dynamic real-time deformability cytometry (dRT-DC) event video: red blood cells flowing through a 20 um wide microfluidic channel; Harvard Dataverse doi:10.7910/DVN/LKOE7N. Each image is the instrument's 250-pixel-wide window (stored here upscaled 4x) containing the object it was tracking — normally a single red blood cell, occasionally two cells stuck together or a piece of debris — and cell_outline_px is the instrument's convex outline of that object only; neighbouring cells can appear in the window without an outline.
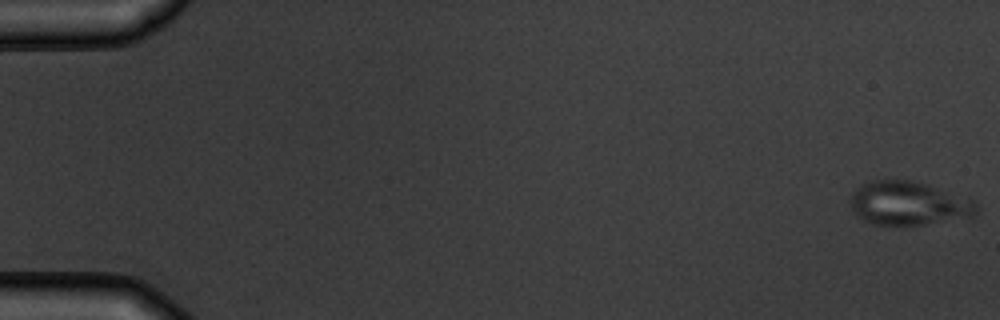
{"species": "common noctule bat (a hibernating species)", "species_latin": "Nyctalus noctula", "temperature_condition": "warm", "stored_images_in_passage": 8, "camera_frame_rate_fps": 3000, "um_per_image_px": 0.085, "animal": {"sex": "male", "body_mass_g": 19.5, "forearm_length_mm": 54.6}, "frame": {"image": 1, "passage_image": 1, "time_ms": 0.0, "image_size_px": [1000, 320], "cell_outline_px": [[980, 208], [972, 216], [924, 224], [876, 224], [864, 220], [852, 208], [848, 200], [852, 192], [860, 184], [868, 180], [908, 180], [924, 184], [972, 200]], "centroid_in_image_um": [77.16, 17.27], "position_along_channel_um": 7.8, "area_um2": 31.44}}